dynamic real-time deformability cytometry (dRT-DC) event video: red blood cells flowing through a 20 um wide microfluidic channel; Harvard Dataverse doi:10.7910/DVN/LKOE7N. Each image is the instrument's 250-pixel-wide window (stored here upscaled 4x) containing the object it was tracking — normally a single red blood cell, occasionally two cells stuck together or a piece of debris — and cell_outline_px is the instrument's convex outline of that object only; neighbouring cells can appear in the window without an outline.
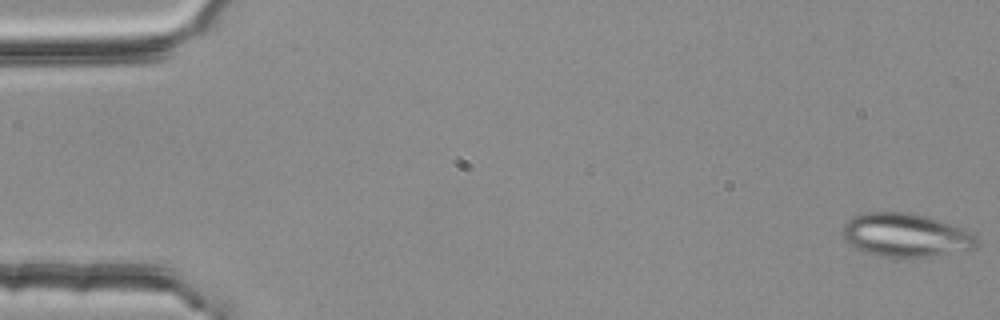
{"species": "common noctule bat (a hibernating species)", "species_latin": "Nyctalus noctula", "temperature_condition": "room temperature", "stored_images_in_passage": 54, "segment_of_instrument_passage": [1, 2], "camera_frame_rate_fps": 3000, "um_per_image_px": 0.085, "animal": {"sex": "female", "body_mass_g": 25.1}, "frame": {"image": 1, "passage_image": 1, "time_ms": 0.0, "image_size_px": [1000, 320], "cell_outline_px": [[980, 240], [976, 248], [928, 256], [876, 256], [856, 248], [844, 240], [840, 232], [844, 224], [852, 216], [864, 212], [908, 212], [928, 216], [964, 228], [972, 232]], "centroid_in_image_um": [76.97, 19.96], "position_along_channel_um": 8.0, "area_um2": 34.16}}